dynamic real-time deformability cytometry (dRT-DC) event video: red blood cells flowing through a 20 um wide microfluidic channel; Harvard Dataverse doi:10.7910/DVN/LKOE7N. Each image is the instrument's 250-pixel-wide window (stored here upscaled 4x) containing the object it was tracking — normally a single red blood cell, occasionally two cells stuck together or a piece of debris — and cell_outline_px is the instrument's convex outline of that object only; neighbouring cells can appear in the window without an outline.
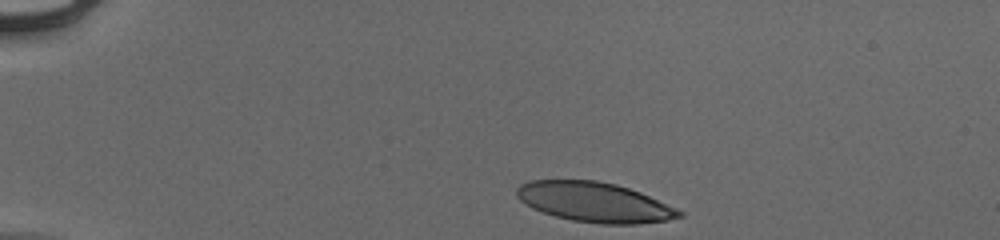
{"species": "human", "species_latin": "Homo sapiens", "temperature_condition": "cold", "stored_images_in_passage": 36, "camera_frame_rate_fps": 3000, "um_per_image_px": 0.085, "donor": {"sex": "male"}, "frame": {"image": 1, "passage_image": 1, "time_ms": 0.0, "image_size_px": [1000, 240], "cell_outline_px": [[684, 216], [668, 220], [636, 224], [600, 224], [572, 220], [556, 216], [532, 208], [524, 204], [516, 196], [516, 188], [520, 184], [532, 180], [596, 180], [616, 184], [640, 192], [676, 208], [684, 212]], "centroid_in_image_um": [50.52, 17.18], "position_along_channel_um": 34.5, "area_um2": 37.69}}
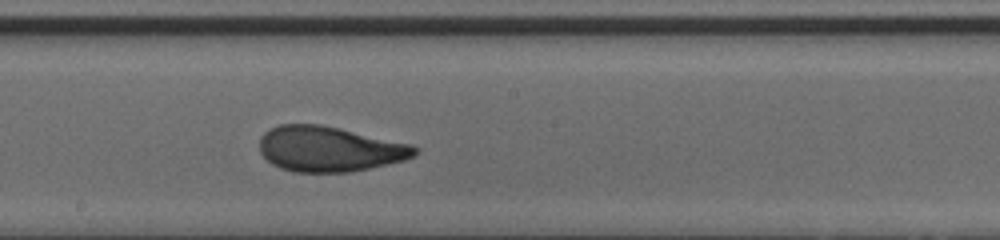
{"frame": {"image": 2, "passage_image": 21, "time_ms": 6.667, "image_size_px": [1000, 240], "cell_outline_px": [[420, 152], [404, 160], [368, 168], [348, 172], [292, 172], [280, 168], [272, 164], [260, 152], [260, 136], [264, 132], [280, 124], [320, 124], [412, 144], [420, 148]], "centroid_in_image_um": [27.99, 12.66], "position_along_channel_um": 220.2, "area_um2": 40.86}}
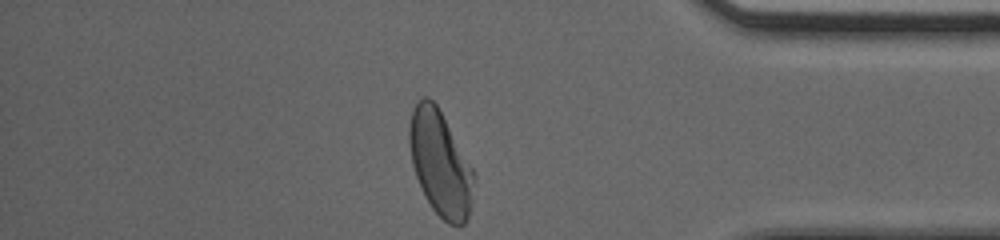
{"frame": {"image": 3, "passage_image": 36, "time_ms": 11.667, "image_size_px": [1000, 240], "cell_outline_px": [[476, 180], [472, 204], [468, 216], [464, 224], [448, 224], [432, 208], [424, 196], [416, 176], [412, 164], [408, 140], [408, 128], [412, 112], [416, 104], [424, 96], [428, 96], [436, 104], [472, 168], [476, 176]], "centroid_in_image_um": [37.42, 13.92], "position_along_channel_um": 397.8, "area_um2": 39.3}, "authors_computed_cell_mechanics": {"area_um2": 40.3155, "velocity_mm_per_s": 3.9402, "shape_relaxation_time_tau1_ms": 4.0807, "shape_relaxation_time_tau2_ms": 0.9054, "deformation_change_tau1": 0.191, "deformation_change_tau2": 0.081}}